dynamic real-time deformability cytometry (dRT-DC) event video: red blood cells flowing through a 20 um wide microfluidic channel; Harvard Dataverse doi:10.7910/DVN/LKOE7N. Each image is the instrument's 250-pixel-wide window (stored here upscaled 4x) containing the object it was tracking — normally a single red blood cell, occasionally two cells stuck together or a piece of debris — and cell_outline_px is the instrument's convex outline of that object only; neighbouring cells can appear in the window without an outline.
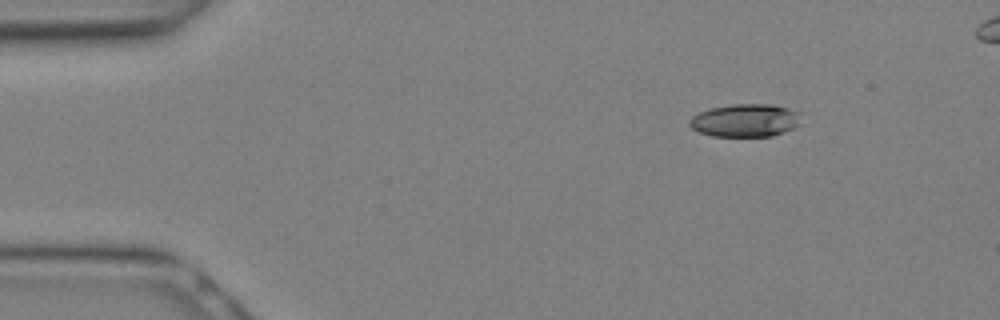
{"species": "Egyptian fruit bat (a non-hibernating species)", "species_latin": "Rousettus aegyptiacus", "temperature_condition": "warm", "stored_images_in_passage": 9, "camera_frame_rate_fps": 3000, "um_per_image_px": 0.085, "animal": {"sex": "female"}, "frame": {"image": 1, "passage_image": 1, "time_ms": 0.0, "image_size_px": [1000, 320], "cell_outline_px": [[800, 112], [796, 124], [792, 128], [784, 132], [772, 136], [712, 136], [700, 132], [692, 128], [688, 124], [688, 120], [692, 116], [700, 112], [712, 108], [732, 104], [772, 104], [788, 108]], "centroid_in_image_um": [63.31, 10.23], "position_along_channel_um": 21.7, "area_um2": 21.21}}
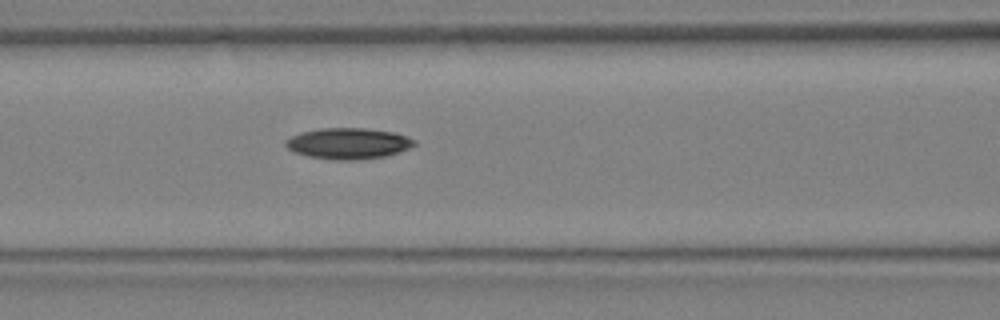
{"frame": {"image": 2, "passage_image": 9, "time_ms": 2.667, "image_size_px": [1000, 320], "cell_outline_px": [[416, 144], [400, 152], [384, 156], [356, 160], [332, 160], [308, 156], [296, 152], [288, 148], [284, 144], [284, 140], [300, 132], [320, 128], [364, 128], [392, 132], [416, 140]], "centroid_in_image_um": [29.57, 12.19], "position_along_channel_um": 137.0, "area_um2": 23.18}}